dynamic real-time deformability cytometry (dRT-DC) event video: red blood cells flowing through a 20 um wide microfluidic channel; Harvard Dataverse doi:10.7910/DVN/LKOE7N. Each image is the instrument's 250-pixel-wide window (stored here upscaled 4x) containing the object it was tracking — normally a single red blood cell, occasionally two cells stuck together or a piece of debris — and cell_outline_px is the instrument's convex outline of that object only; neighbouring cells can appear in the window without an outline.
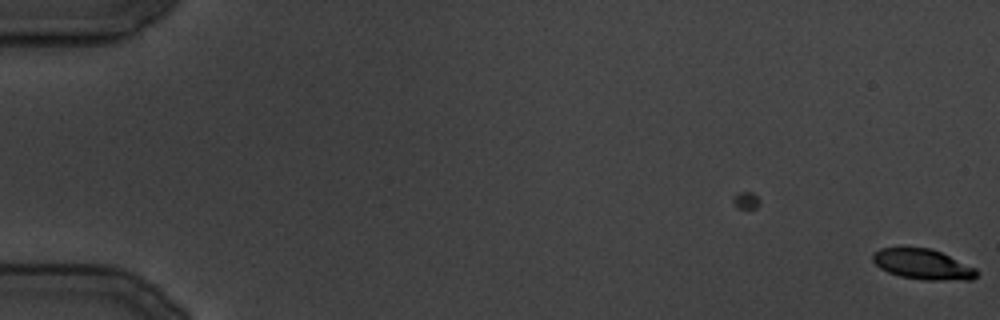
{"species": "common noctule bat (a hibernating species)", "species_latin": "Nyctalus noctula", "temperature_condition": "cold", "stored_images_in_passage": 13, "camera_frame_rate_fps": 3000, "um_per_image_px": 0.085, "animal": {"sex": "male", "body_mass_g": 19.5, "forearm_length_mm": 54.6}, "frame": {"image": 1, "passage_image": 13, "time_ms": 4.0, "image_size_px": [1000, 320], "cell_outline_px": [[980, 272], [972, 280], [924, 280], [900, 276], [888, 272], [880, 268], [872, 260], [872, 252], [880, 248], [932, 248], [976, 268]], "centroid_in_image_um": [78.45, 22.47], "position_along_channel_um": 6.6, "area_um2": 18.44}}